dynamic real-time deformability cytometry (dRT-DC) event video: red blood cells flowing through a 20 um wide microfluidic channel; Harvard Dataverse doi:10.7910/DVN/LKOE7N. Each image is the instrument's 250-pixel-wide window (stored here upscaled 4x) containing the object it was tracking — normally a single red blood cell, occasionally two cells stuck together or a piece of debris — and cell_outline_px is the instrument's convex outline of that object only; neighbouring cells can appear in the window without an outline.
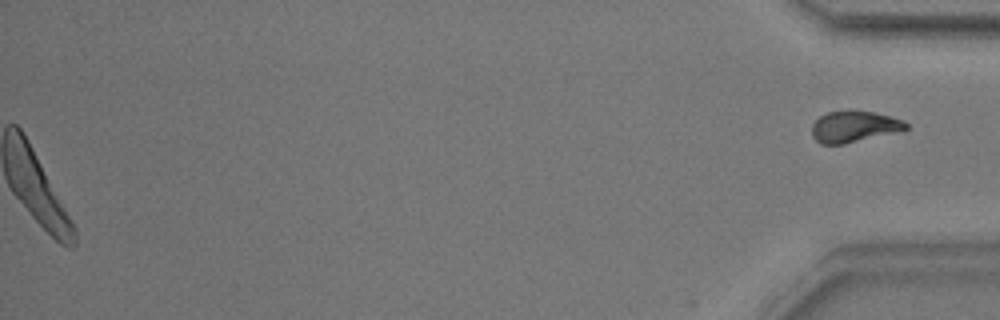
{"species": "common noctule bat (a hibernating species)", "species_latin": "Nyctalus noctula", "temperature_condition": "warm", "stored_images_in_passage": 37, "segment_of_instrument_passage": [2, 2], "camera_frame_rate_fps": 3000, "um_per_image_px": 0.085, "animal": {"sex": "male", "body_mass_g": 17.9}, "frame": {"image": 1, "passage_image": 37, "time_ms": 12.0, "image_size_px": [1000, 320], "cell_outline_px": [[908, 128], [904, 132], [844, 144], [820, 144], [812, 136], [812, 124], [820, 116], [828, 112], [848, 108], [872, 112], [904, 120], [908, 124]], "centroid_in_image_um": [72.64, 10.75], "position_along_channel_um": 362.6, "area_um2": 17.8}}